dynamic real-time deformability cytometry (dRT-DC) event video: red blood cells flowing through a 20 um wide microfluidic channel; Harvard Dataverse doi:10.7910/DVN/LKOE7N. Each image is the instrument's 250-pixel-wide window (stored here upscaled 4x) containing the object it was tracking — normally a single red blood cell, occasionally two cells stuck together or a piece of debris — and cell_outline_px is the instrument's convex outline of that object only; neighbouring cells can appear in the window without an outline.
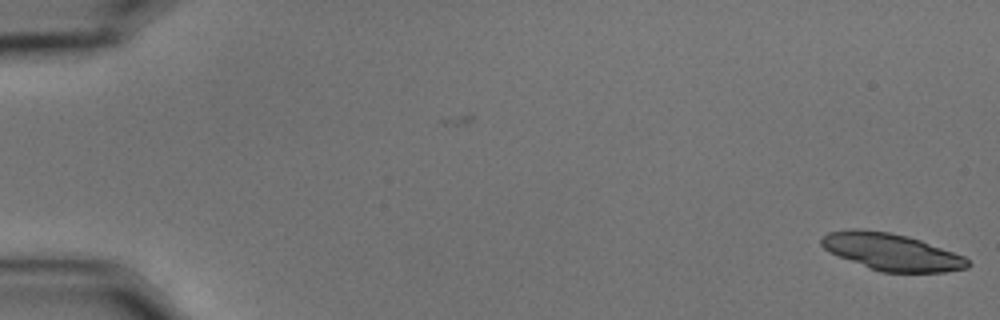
{"species": "common noctule bat (a hibernating species)", "species_latin": "Nyctalus noctula", "temperature_condition": "cold", "stored_images_in_passage": 30, "camera_frame_rate_fps": 3000, "um_per_image_px": 0.085, "animal": {"sex": "male", "body_mass_g": 15.6}, "frame": {"image": 1, "passage_image": 1, "time_ms": 0.0, "image_size_px": [1000, 320], "cell_outline_px": [[972, 264], [968, 268], [944, 272], [880, 272], [868, 268], [828, 252], [820, 244], [820, 236], [828, 232], [852, 228], [860, 228], [888, 232], [908, 236], [920, 240], [964, 256]], "centroid_in_image_um": [75.73, 21.4], "position_along_channel_um": 9.3, "area_um2": 31.73}}